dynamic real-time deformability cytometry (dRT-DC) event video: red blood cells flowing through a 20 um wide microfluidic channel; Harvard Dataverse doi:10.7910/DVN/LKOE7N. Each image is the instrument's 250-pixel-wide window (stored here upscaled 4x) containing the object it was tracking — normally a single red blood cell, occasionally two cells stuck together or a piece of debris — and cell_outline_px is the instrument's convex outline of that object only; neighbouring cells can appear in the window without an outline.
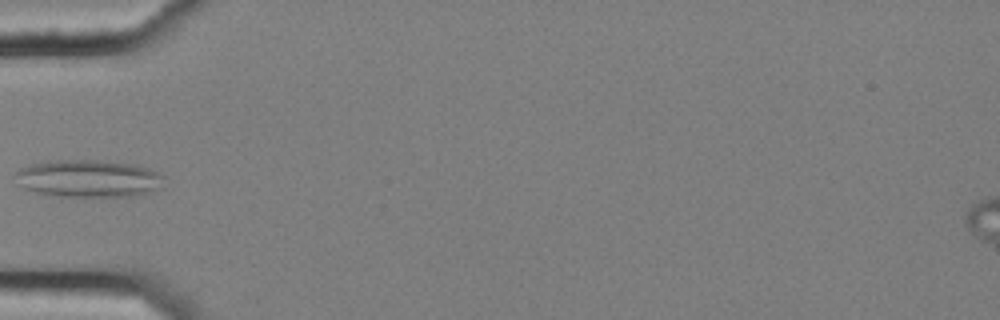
{"species": "common noctule bat (a hibernating species)", "species_latin": "Nyctalus noctula", "temperature_condition": "cold", "stored_images_in_passage": 5, "camera_frame_rate_fps": 3000, "um_per_image_px": 0.085, "animal": {"sex": "female", "body_mass_g": 25.1}, "frame": {"image": 1, "passage_image": 5, "time_ms": 1.333, "image_size_px": [1000, 320], "cell_outline_px": [[164, 176], [160, 188], [136, 196], [52, 196], [36, 192], [24, 188], [16, 184], [16, 172], [20, 168], [32, 164], [48, 160], [96, 160], [136, 164], [148, 168]], "centroid_in_image_um": [7.49, 15.17], "position_along_channel_um": 77.5, "area_um2": 32.54}}